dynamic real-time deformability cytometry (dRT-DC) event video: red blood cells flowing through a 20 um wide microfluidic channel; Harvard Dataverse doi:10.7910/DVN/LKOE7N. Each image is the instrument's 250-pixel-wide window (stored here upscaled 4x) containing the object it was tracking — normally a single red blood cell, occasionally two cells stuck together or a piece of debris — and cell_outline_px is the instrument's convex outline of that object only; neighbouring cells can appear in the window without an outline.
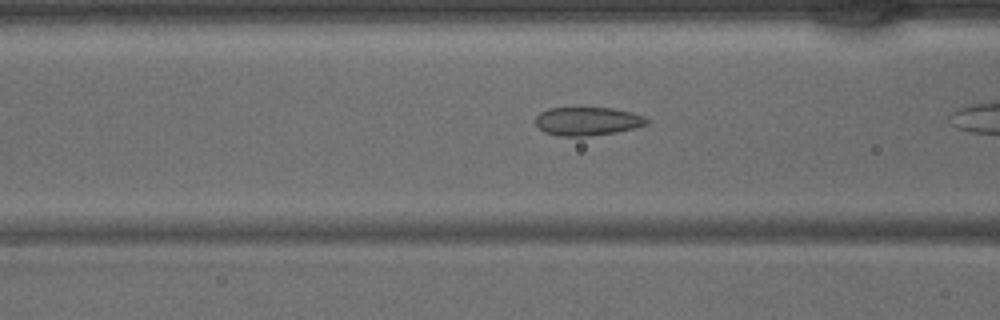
{"species": "common noctule bat (a hibernating species)", "species_latin": "Nyctalus noctula", "temperature_condition": "warm", "stored_images_in_passage": 7, "camera_frame_rate_fps": 3000, "um_per_image_px": 0.085, "animal": {"sex": "male", "body_mass_g": 15.6}, "frame": {"image": 1, "passage_image": 5, "time_ms": 1.333, "image_size_px": [1000, 320], "cell_outline_px": [[652, 120], [648, 124], [636, 128], [616, 132], [588, 136], [560, 136], [544, 132], [536, 124], [536, 116], [540, 112], [548, 108], [612, 108], [632, 112], [644, 116]], "centroid_in_image_um": [49.98, 10.3], "position_along_channel_um": 116.6, "area_um2": 18.55}}